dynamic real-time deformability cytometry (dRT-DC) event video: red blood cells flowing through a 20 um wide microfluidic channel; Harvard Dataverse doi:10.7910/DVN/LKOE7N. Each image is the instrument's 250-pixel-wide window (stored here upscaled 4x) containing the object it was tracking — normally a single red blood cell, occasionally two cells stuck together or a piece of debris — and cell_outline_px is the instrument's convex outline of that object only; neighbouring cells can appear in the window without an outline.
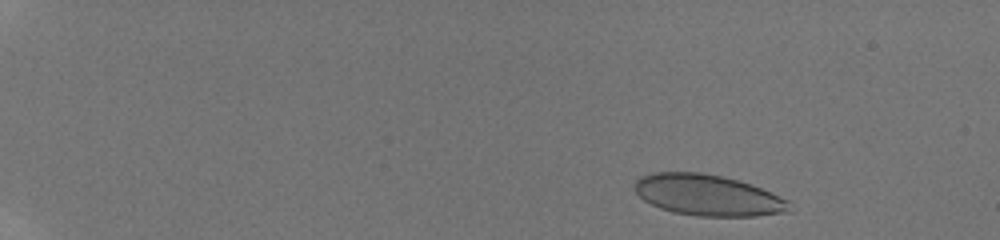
{"species": "human", "species_latin": "Homo sapiens", "temperature_condition": "room temperature", "stored_images_in_passage": 48, "camera_frame_rate_fps": 3000, "um_per_image_px": 0.085, "donor": {"sex": "male"}, "frame": {"image": 1, "passage_image": 1, "time_ms": 0.0, "image_size_px": [1000, 240], "cell_outline_px": [[796, 208], [792, 212], [756, 216], [696, 216], [672, 212], [660, 208], [644, 200], [636, 192], [632, 184], [640, 176], [652, 172], [700, 172], [724, 176], [752, 184], [788, 200]], "centroid_in_image_um": [60.2, 16.59], "position_along_channel_um": 24.8, "area_um2": 37.57}}
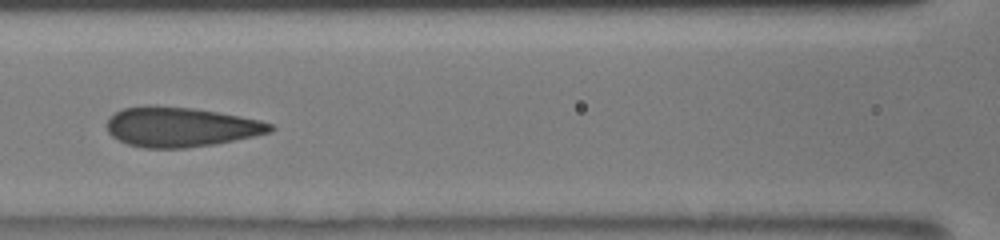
{"frame": {"image": 2, "passage_image": 22, "time_ms": 7.0, "image_size_px": [1000, 240], "cell_outline_px": [[276, 128], [272, 132], [216, 144], [184, 148], [144, 148], [128, 144], [112, 136], [108, 132], [108, 120], [116, 112], [124, 108], [148, 104], [192, 108], [240, 116], [260, 120], [272, 124]], "centroid_in_image_um": [15.38, 10.79], "position_along_channel_um": 151.2, "area_um2": 37.8}}
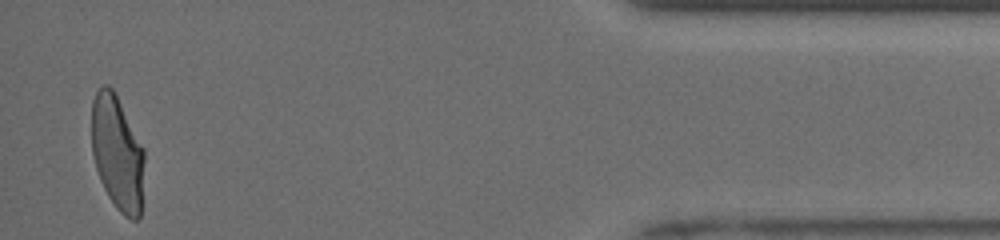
{"frame": {"image": 3, "passage_image": 47, "time_ms": 15.333, "image_size_px": [1000, 240], "cell_outline_px": [[144, 160], [140, 216], [136, 220], [132, 220], [124, 216], [116, 208], [108, 196], [100, 180], [96, 168], [92, 152], [92, 100], [96, 92], [104, 84], [108, 84], [112, 88], [144, 148]], "centroid_in_image_um": [9.97, 13.02], "position_along_channel_um": 425.2, "area_um2": 35.08}, "authors_computed_cell_mechanics": {"area_um2": 37.5411, "velocity_mm_per_s": 3.9498, "shape_relaxation_time_tau1_ms": 3.9391, "shape_relaxation_time_tau2_ms": null, "deformation_change_tau1": 0.1578, "deformation_change_tau2": null}}